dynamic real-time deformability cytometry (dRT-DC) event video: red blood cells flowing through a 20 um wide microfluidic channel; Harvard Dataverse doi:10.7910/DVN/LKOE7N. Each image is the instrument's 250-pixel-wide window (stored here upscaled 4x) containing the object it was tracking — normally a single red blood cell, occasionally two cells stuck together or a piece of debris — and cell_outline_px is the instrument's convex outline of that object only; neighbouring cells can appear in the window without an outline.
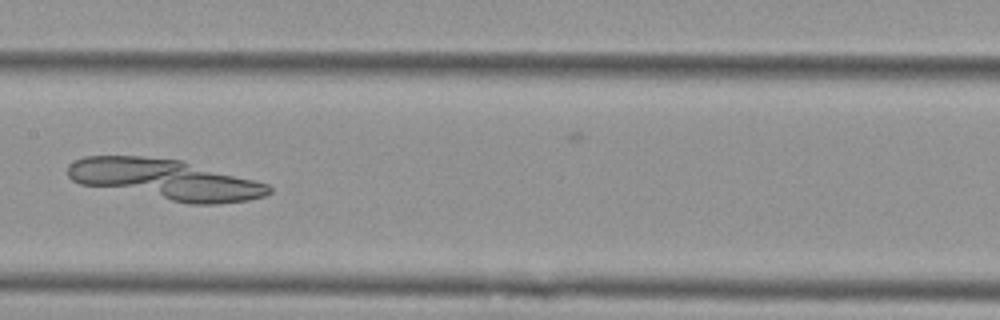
{"species": "Egyptian fruit bat (a non-hibernating species)", "species_latin": "Rousettus aegyptiacus", "temperature_condition": "cold", "stored_images_in_passage": 9, "camera_frame_rate_fps": 3000, "um_per_image_px": 0.085, "animal": {"sex": "female"}, "frame": {"image": 1, "passage_image": 8, "time_ms": 2.333, "image_size_px": [1000, 320], "cell_outline_px": [[272, 192], [264, 196], [248, 200], [220, 204], [188, 204], [80, 184], [72, 180], [68, 176], [68, 164], [84, 156], [140, 156], [180, 160], [268, 184], [272, 188]], "centroid_in_image_um": [14.04, 15.27], "position_along_channel_um": 193.4, "area_um2": 47.16}}